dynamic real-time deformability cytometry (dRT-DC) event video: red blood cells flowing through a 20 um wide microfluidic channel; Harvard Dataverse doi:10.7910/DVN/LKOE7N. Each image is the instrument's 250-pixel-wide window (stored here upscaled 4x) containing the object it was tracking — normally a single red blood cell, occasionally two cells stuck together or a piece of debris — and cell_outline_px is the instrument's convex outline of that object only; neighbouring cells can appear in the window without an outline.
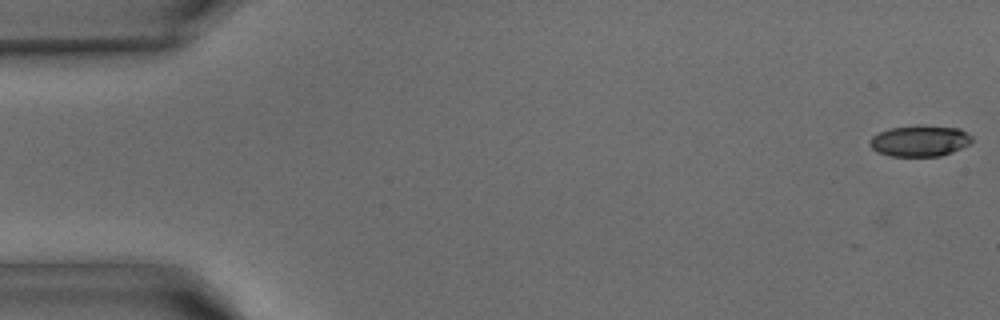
{"species": "common noctule bat (a hibernating species)", "species_latin": "Nyctalus noctula", "temperature_condition": "warm", "stored_images_in_passage": 5, "camera_frame_rate_fps": 3000, "um_per_image_px": 0.085, "animal": {"sex": "male", "body_mass_g": 15.6}, "frame": {"image": 1, "passage_image": 1, "time_ms": 0.0, "image_size_px": [1000, 320], "cell_outline_px": [[972, 140], [968, 144], [952, 152], [940, 156], [892, 156], [876, 152], [868, 144], [872, 136], [888, 128], [920, 124], [960, 128], [972, 136]], "centroid_in_image_um": [78.16, 11.95], "position_along_channel_um": 6.8, "area_um2": 18.73}}